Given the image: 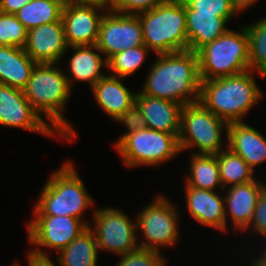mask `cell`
<instances>
[{
	"mask_svg": "<svg viewBox=\"0 0 266 266\" xmlns=\"http://www.w3.org/2000/svg\"><path fill=\"white\" fill-rule=\"evenodd\" d=\"M148 74L142 94L182 105L199 102L201 77L197 52L157 54Z\"/></svg>",
	"mask_w": 266,
	"mask_h": 266,
	"instance_id": "6da1fadb",
	"label": "cell"
},
{
	"mask_svg": "<svg viewBox=\"0 0 266 266\" xmlns=\"http://www.w3.org/2000/svg\"><path fill=\"white\" fill-rule=\"evenodd\" d=\"M56 66L57 63H37L23 92L35 111L46 116L59 137L72 142L77 133L63 114L72 89L65 72Z\"/></svg>",
	"mask_w": 266,
	"mask_h": 266,
	"instance_id": "7a4b0ae2",
	"label": "cell"
},
{
	"mask_svg": "<svg viewBox=\"0 0 266 266\" xmlns=\"http://www.w3.org/2000/svg\"><path fill=\"white\" fill-rule=\"evenodd\" d=\"M252 72L201 81L199 102L228 124L242 122L263 97Z\"/></svg>",
	"mask_w": 266,
	"mask_h": 266,
	"instance_id": "3957f363",
	"label": "cell"
},
{
	"mask_svg": "<svg viewBox=\"0 0 266 266\" xmlns=\"http://www.w3.org/2000/svg\"><path fill=\"white\" fill-rule=\"evenodd\" d=\"M38 200L34 215L70 216L90 226L87 220L82 219V213L91 208L94 202L71 161H65L61 168L50 175Z\"/></svg>",
	"mask_w": 266,
	"mask_h": 266,
	"instance_id": "277c9868",
	"label": "cell"
},
{
	"mask_svg": "<svg viewBox=\"0 0 266 266\" xmlns=\"http://www.w3.org/2000/svg\"><path fill=\"white\" fill-rule=\"evenodd\" d=\"M137 15L144 45L156 55L188 50L186 11L182 0H165Z\"/></svg>",
	"mask_w": 266,
	"mask_h": 266,
	"instance_id": "5b68a950",
	"label": "cell"
},
{
	"mask_svg": "<svg viewBox=\"0 0 266 266\" xmlns=\"http://www.w3.org/2000/svg\"><path fill=\"white\" fill-rule=\"evenodd\" d=\"M241 30V31H240ZM228 30L197 51L201 81L236 75L250 70L246 27Z\"/></svg>",
	"mask_w": 266,
	"mask_h": 266,
	"instance_id": "8992f818",
	"label": "cell"
},
{
	"mask_svg": "<svg viewBox=\"0 0 266 266\" xmlns=\"http://www.w3.org/2000/svg\"><path fill=\"white\" fill-rule=\"evenodd\" d=\"M228 123L217 117L200 102L182 106L180 134L178 137L180 151L197 147L198 153L216 155L222 148V131L227 135Z\"/></svg>",
	"mask_w": 266,
	"mask_h": 266,
	"instance_id": "52a82bcc",
	"label": "cell"
},
{
	"mask_svg": "<svg viewBox=\"0 0 266 266\" xmlns=\"http://www.w3.org/2000/svg\"><path fill=\"white\" fill-rule=\"evenodd\" d=\"M179 134L149 128L127 134L114 148L127 167L157 166L179 154Z\"/></svg>",
	"mask_w": 266,
	"mask_h": 266,
	"instance_id": "ba28073f",
	"label": "cell"
},
{
	"mask_svg": "<svg viewBox=\"0 0 266 266\" xmlns=\"http://www.w3.org/2000/svg\"><path fill=\"white\" fill-rule=\"evenodd\" d=\"M155 201L145 206L136 216L137 230L142 231L140 248L160 251L163 246L178 244L179 213L176 206L165 195L154 198Z\"/></svg>",
	"mask_w": 266,
	"mask_h": 266,
	"instance_id": "9c48e42d",
	"label": "cell"
},
{
	"mask_svg": "<svg viewBox=\"0 0 266 266\" xmlns=\"http://www.w3.org/2000/svg\"><path fill=\"white\" fill-rule=\"evenodd\" d=\"M91 227L97 241L98 252L106 250L118 256L139 248L136 221L132 222L127 214L118 208L95 209Z\"/></svg>",
	"mask_w": 266,
	"mask_h": 266,
	"instance_id": "30bf717a",
	"label": "cell"
},
{
	"mask_svg": "<svg viewBox=\"0 0 266 266\" xmlns=\"http://www.w3.org/2000/svg\"><path fill=\"white\" fill-rule=\"evenodd\" d=\"M88 226L79 218L70 216L35 215L27 224L28 240L36 249L29 251L39 257H48L41 247L53 248L59 253ZM41 246V247H40Z\"/></svg>",
	"mask_w": 266,
	"mask_h": 266,
	"instance_id": "8fae6325",
	"label": "cell"
},
{
	"mask_svg": "<svg viewBox=\"0 0 266 266\" xmlns=\"http://www.w3.org/2000/svg\"><path fill=\"white\" fill-rule=\"evenodd\" d=\"M96 45L106 60L116 53L144 45L138 15L107 10L100 23Z\"/></svg>",
	"mask_w": 266,
	"mask_h": 266,
	"instance_id": "7c38bea8",
	"label": "cell"
},
{
	"mask_svg": "<svg viewBox=\"0 0 266 266\" xmlns=\"http://www.w3.org/2000/svg\"><path fill=\"white\" fill-rule=\"evenodd\" d=\"M0 125L23 128L43 136H59L35 111L22 89L3 84H0Z\"/></svg>",
	"mask_w": 266,
	"mask_h": 266,
	"instance_id": "4fadbf2b",
	"label": "cell"
},
{
	"mask_svg": "<svg viewBox=\"0 0 266 266\" xmlns=\"http://www.w3.org/2000/svg\"><path fill=\"white\" fill-rule=\"evenodd\" d=\"M106 10L107 6L64 5L62 22L68 47L97 44L100 23Z\"/></svg>",
	"mask_w": 266,
	"mask_h": 266,
	"instance_id": "5bb4252c",
	"label": "cell"
},
{
	"mask_svg": "<svg viewBox=\"0 0 266 266\" xmlns=\"http://www.w3.org/2000/svg\"><path fill=\"white\" fill-rule=\"evenodd\" d=\"M67 49L62 20L28 30L24 50L36 63L58 64Z\"/></svg>",
	"mask_w": 266,
	"mask_h": 266,
	"instance_id": "9a60e30c",
	"label": "cell"
},
{
	"mask_svg": "<svg viewBox=\"0 0 266 266\" xmlns=\"http://www.w3.org/2000/svg\"><path fill=\"white\" fill-rule=\"evenodd\" d=\"M265 188L266 184L256 178L244 184L228 187L224 196L225 209H229L225 210L226 230H228L227 216L229 215L233 229H238L240 232L247 231L253 219L259 196Z\"/></svg>",
	"mask_w": 266,
	"mask_h": 266,
	"instance_id": "2e32d148",
	"label": "cell"
},
{
	"mask_svg": "<svg viewBox=\"0 0 266 266\" xmlns=\"http://www.w3.org/2000/svg\"><path fill=\"white\" fill-rule=\"evenodd\" d=\"M186 204L189 215L207 227L220 232L226 231L225 200L224 196L215 191L198 189L185 185Z\"/></svg>",
	"mask_w": 266,
	"mask_h": 266,
	"instance_id": "e0dca14e",
	"label": "cell"
},
{
	"mask_svg": "<svg viewBox=\"0 0 266 266\" xmlns=\"http://www.w3.org/2000/svg\"><path fill=\"white\" fill-rule=\"evenodd\" d=\"M136 103L146 120L147 128L180 134L182 104L167 99L151 97L137 92Z\"/></svg>",
	"mask_w": 266,
	"mask_h": 266,
	"instance_id": "ac0fdd59",
	"label": "cell"
},
{
	"mask_svg": "<svg viewBox=\"0 0 266 266\" xmlns=\"http://www.w3.org/2000/svg\"><path fill=\"white\" fill-rule=\"evenodd\" d=\"M227 148L239 155L254 171V167L266 161V138L251 125L230 123L227 129Z\"/></svg>",
	"mask_w": 266,
	"mask_h": 266,
	"instance_id": "d6986e66",
	"label": "cell"
},
{
	"mask_svg": "<svg viewBox=\"0 0 266 266\" xmlns=\"http://www.w3.org/2000/svg\"><path fill=\"white\" fill-rule=\"evenodd\" d=\"M121 79L105 75L91 88L99 107L115 121L136 102L137 92L126 88Z\"/></svg>",
	"mask_w": 266,
	"mask_h": 266,
	"instance_id": "ffe728a7",
	"label": "cell"
},
{
	"mask_svg": "<svg viewBox=\"0 0 266 266\" xmlns=\"http://www.w3.org/2000/svg\"><path fill=\"white\" fill-rule=\"evenodd\" d=\"M184 6L189 51L197 52L228 30L225 26L232 17H218L217 13H197V10H191L185 3Z\"/></svg>",
	"mask_w": 266,
	"mask_h": 266,
	"instance_id": "44dd1931",
	"label": "cell"
},
{
	"mask_svg": "<svg viewBox=\"0 0 266 266\" xmlns=\"http://www.w3.org/2000/svg\"><path fill=\"white\" fill-rule=\"evenodd\" d=\"M68 48H72L75 51L69 60L70 63L68 68H70L71 76L65 73L71 89L73 80L88 82L92 88L97 81L105 76V74L101 72V68L104 66L107 67V60L101 57L99 54L101 51L96 44L71 46Z\"/></svg>",
	"mask_w": 266,
	"mask_h": 266,
	"instance_id": "7402d4cb",
	"label": "cell"
},
{
	"mask_svg": "<svg viewBox=\"0 0 266 266\" xmlns=\"http://www.w3.org/2000/svg\"><path fill=\"white\" fill-rule=\"evenodd\" d=\"M36 64L24 48L0 45V84L23 90Z\"/></svg>",
	"mask_w": 266,
	"mask_h": 266,
	"instance_id": "603a6c76",
	"label": "cell"
},
{
	"mask_svg": "<svg viewBox=\"0 0 266 266\" xmlns=\"http://www.w3.org/2000/svg\"><path fill=\"white\" fill-rule=\"evenodd\" d=\"M57 257L60 266H97V241L91 226L62 249Z\"/></svg>",
	"mask_w": 266,
	"mask_h": 266,
	"instance_id": "cb8c5ba5",
	"label": "cell"
},
{
	"mask_svg": "<svg viewBox=\"0 0 266 266\" xmlns=\"http://www.w3.org/2000/svg\"><path fill=\"white\" fill-rule=\"evenodd\" d=\"M190 159V175L184 180L186 186L210 191H214L217 186L224 189L216 155L192 153Z\"/></svg>",
	"mask_w": 266,
	"mask_h": 266,
	"instance_id": "d4e9b609",
	"label": "cell"
},
{
	"mask_svg": "<svg viewBox=\"0 0 266 266\" xmlns=\"http://www.w3.org/2000/svg\"><path fill=\"white\" fill-rule=\"evenodd\" d=\"M63 0H33L15 13L27 30L62 20Z\"/></svg>",
	"mask_w": 266,
	"mask_h": 266,
	"instance_id": "484cf974",
	"label": "cell"
},
{
	"mask_svg": "<svg viewBox=\"0 0 266 266\" xmlns=\"http://www.w3.org/2000/svg\"><path fill=\"white\" fill-rule=\"evenodd\" d=\"M224 148L216 154L223 190L227 185L230 187L253 181L255 176L251 167L239 155L227 148V145Z\"/></svg>",
	"mask_w": 266,
	"mask_h": 266,
	"instance_id": "4316f807",
	"label": "cell"
},
{
	"mask_svg": "<svg viewBox=\"0 0 266 266\" xmlns=\"http://www.w3.org/2000/svg\"><path fill=\"white\" fill-rule=\"evenodd\" d=\"M245 27L249 39L250 70L266 78V17Z\"/></svg>",
	"mask_w": 266,
	"mask_h": 266,
	"instance_id": "83f0119b",
	"label": "cell"
},
{
	"mask_svg": "<svg viewBox=\"0 0 266 266\" xmlns=\"http://www.w3.org/2000/svg\"><path fill=\"white\" fill-rule=\"evenodd\" d=\"M148 51L145 45H140L116 53L107 60L106 69L113 72L109 75L124 79L133 75L145 63Z\"/></svg>",
	"mask_w": 266,
	"mask_h": 266,
	"instance_id": "f1b7e54d",
	"label": "cell"
},
{
	"mask_svg": "<svg viewBox=\"0 0 266 266\" xmlns=\"http://www.w3.org/2000/svg\"><path fill=\"white\" fill-rule=\"evenodd\" d=\"M28 30L15 14L0 12V45L24 48Z\"/></svg>",
	"mask_w": 266,
	"mask_h": 266,
	"instance_id": "f546056e",
	"label": "cell"
},
{
	"mask_svg": "<svg viewBox=\"0 0 266 266\" xmlns=\"http://www.w3.org/2000/svg\"><path fill=\"white\" fill-rule=\"evenodd\" d=\"M197 13H217L218 17H233L240 14L233 0H182Z\"/></svg>",
	"mask_w": 266,
	"mask_h": 266,
	"instance_id": "4dcf8cb0",
	"label": "cell"
},
{
	"mask_svg": "<svg viewBox=\"0 0 266 266\" xmlns=\"http://www.w3.org/2000/svg\"><path fill=\"white\" fill-rule=\"evenodd\" d=\"M160 251L138 248L130 253L120 255L121 259L116 266H165L166 259Z\"/></svg>",
	"mask_w": 266,
	"mask_h": 266,
	"instance_id": "1f68e13d",
	"label": "cell"
},
{
	"mask_svg": "<svg viewBox=\"0 0 266 266\" xmlns=\"http://www.w3.org/2000/svg\"><path fill=\"white\" fill-rule=\"evenodd\" d=\"M165 0H108V10L122 14H137L151 10Z\"/></svg>",
	"mask_w": 266,
	"mask_h": 266,
	"instance_id": "d6a6232c",
	"label": "cell"
},
{
	"mask_svg": "<svg viewBox=\"0 0 266 266\" xmlns=\"http://www.w3.org/2000/svg\"><path fill=\"white\" fill-rule=\"evenodd\" d=\"M119 123H123L128 130L114 143L115 147L127 134L147 128L146 120L142 116L140 107L135 102L130 106L117 120Z\"/></svg>",
	"mask_w": 266,
	"mask_h": 266,
	"instance_id": "836d02e7",
	"label": "cell"
},
{
	"mask_svg": "<svg viewBox=\"0 0 266 266\" xmlns=\"http://www.w3.org/2000/svg\"><path fill=\"white\" fill-rule=\"evenodd\" d=\"M250 227L254 232L256 231L255 234L261 235L262 238L266 237V188L259 196L253 219L247 229L249 230Z\"/></svg>",
	"mask_w": 266,
	"mask_h": 266,
	"instance_id": "e575fe53",
	"label": "cell"
},
{
	"mask_svg": "<svg viewBox=\"0 0 266 266\" xmlns=\"http://www.w3.org/2000/svg\"><path fill=\"white\" fill-rule=\"evenodd\" d=\"M33 0H0V12L15 14L22 6Z\"/></svg>",
	"mask_w": 266,
	"mask_h": 266,
	"instance_id": "d590c367",
	"label": "cell"
},
{
	"mask_svg": "<svg viewBox=\"0 0 266 266\" xmlns=\"http://www.w3.org/2000/svg\"><path fill=\"white\" fill-rule=\"evenodd\" d=\"M29 266H56L49 257H39L28 252Z\"/></svg>",
	"mask_w": 266,
	"mask_h": 266,
	"instance_id": "8d00e7d4",
	"label": "cell"
},
{
	"mask_svg": "<svg viewBox=\"0 0 266 266\" xmlns=\"http://www.w3.org/2000/svg\"><path fill=\"white\" fill-rule=\"evenodd\" d=\"M64 4H85L96 6H107L108 0H63Z\"/></svg>",
	"mask_w": 266,
	"mask_h": 266,
	"instance_id": "74e56055",
	"label": "cell"
},
{
	"mask_svg": "<svg viewBox=\"0 0 266 266\" xmlns=\"http://www.w3.org/2000/svg\"><path fill=\"white\" fill-rule=\"evenodd\" d=\"M236 8L240 11L243 12L246 10L248 7L250 8L251 5L255 4L258 0H233Z\"/></svg>",
	"mask_w": 266,
	"mask_h": 266,
	"instance_id": "f35d334b",
	"label": "cell"
},
{
	"mask_svg": "<svg viewBox=\"0 0 266 266\" xmlns=\"http://www.w3.org/2000/svg\"><path fill=\"white\" fill-rule=\"evenodd\" d=\"M263 250L264 252L260 254L261 257L260 256L258 258L256 257V260L253 262L257 266H266V247Z\"/></svg>",
	"mask_w": 266,
	"mask_h": 266,
	"instance_id": "ab89813d",
	"label": "cell"
},
{
	"mask_svg": "<svg viewBox=\"0 0 266 266\" xmlns=\"http://www.w3.org/2000/svg\"><path fill=\"white\" fill-rule=\"evenodd\" d=\"M12 266H20L18 263H14Z\"/></svg>",
	"mask_w": 266,
	"mask_h": 266,
	"instance_id": "60d3db41",
	"label": "cell"
},
{
	"mask_svg": "<svg viewBox=\"0 0 266 266\" xmlns=\"http://www.w3.org/2000/svg\"><path fill=\"white\" fill-rule=\"evenodd\" d=\"M249 266H257V265H255L254 263H251Z\"/></svg>",
	"mask_w": 266,
	"mask_h": 266,
	"instance_id": "b9f144b4",
	"label": "cell"
}]
</instances>
